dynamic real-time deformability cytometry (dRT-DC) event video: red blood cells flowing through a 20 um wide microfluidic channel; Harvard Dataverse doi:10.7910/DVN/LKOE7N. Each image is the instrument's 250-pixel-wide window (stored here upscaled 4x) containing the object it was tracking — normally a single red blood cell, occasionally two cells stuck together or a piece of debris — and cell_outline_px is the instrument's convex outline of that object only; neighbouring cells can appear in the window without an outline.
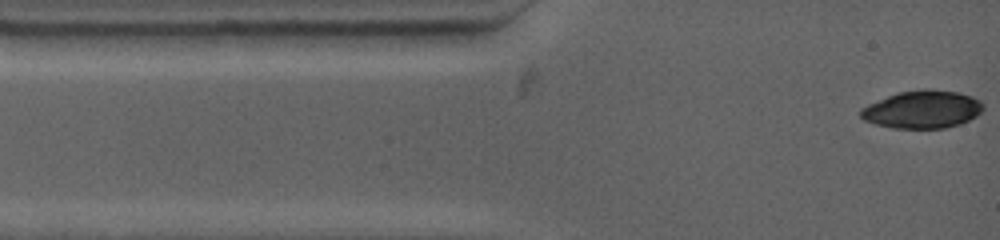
{"species": "common noctule bat (a hibernating species)", "species_latin": "Nyctalus noctula", "temperature_condition": "warm", "stored_images_in_passage": 57, "camera_frame_rate_fps": 4500, "um_per_image_px": 0.085, "animal": {"sex": "female", "body_mass_g": 19.0, "forearm_length_mm": 53.3}, "frame": {"image": 1, "passage_image": 1, "time_ms": 0.0, "image_size_px": [1000, 240], "cell_outline_px": [[984, 108], [976, 116], [960, 124], [944, 128], [892, 128], [876, 124], [864, 120], [860, 116], [860, 108], [868, 104], [888, 96], [900, 92], [924, 88], [928, 88], [960, 92], [972, 96], [980, 100], [984, 104]], "centroid_in_image_um": [78.42, 9.29], "position_along_channel_um": 6.6, "area_um2": 27.11}}
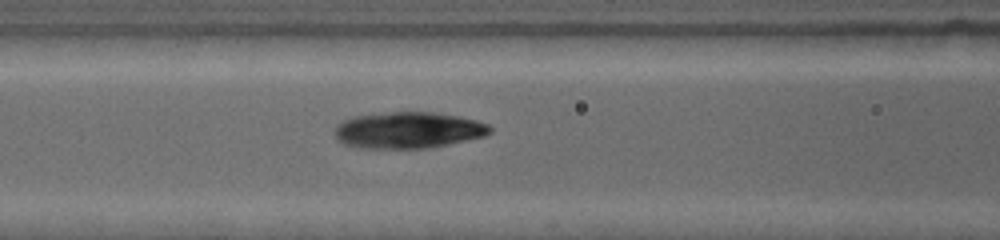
{"frame": {"image": 2, "passage_image": 15, "time_ms": 4.444, "image_size_px": [1000, 240], "cell_outline_px": [[492, 132], [484, 136], [448, 144], [428, 148], [360, 148], [344, 144], [336, 140], [332, 132], [336, 124], [352, 116], [392, 112], [432, 112], [456, 116], [476, 120], [488, 124], [492, 128]], "centroid_in_image_um": [34.64, 11.07], "position_along_channel_um": 132.0, "area_um2": 33.06}}
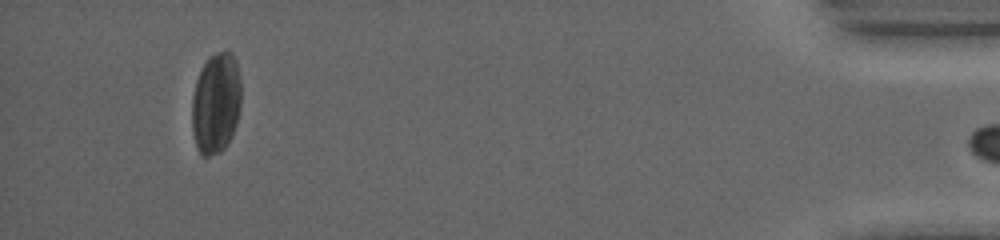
{"frame": {"image": 3, "passage_image": 55, "time_ms": 14.667, "image_size_px": [1000, 240], "cell_outline_px": [[240, 108], [236, 124], [232, 136], [228, 144], [220, 152], [208, 156], [204, 156], [196, 148], [192, 132], [192, 96], [196, 80], [208, 56], [216, 52], [228, 48], [232, 52], [236, 60], [240, 80]], "centroid_in_image_um": [18.35, 8.74], "position_along_channel_um": 416.8, "area_um2": 29.42}}